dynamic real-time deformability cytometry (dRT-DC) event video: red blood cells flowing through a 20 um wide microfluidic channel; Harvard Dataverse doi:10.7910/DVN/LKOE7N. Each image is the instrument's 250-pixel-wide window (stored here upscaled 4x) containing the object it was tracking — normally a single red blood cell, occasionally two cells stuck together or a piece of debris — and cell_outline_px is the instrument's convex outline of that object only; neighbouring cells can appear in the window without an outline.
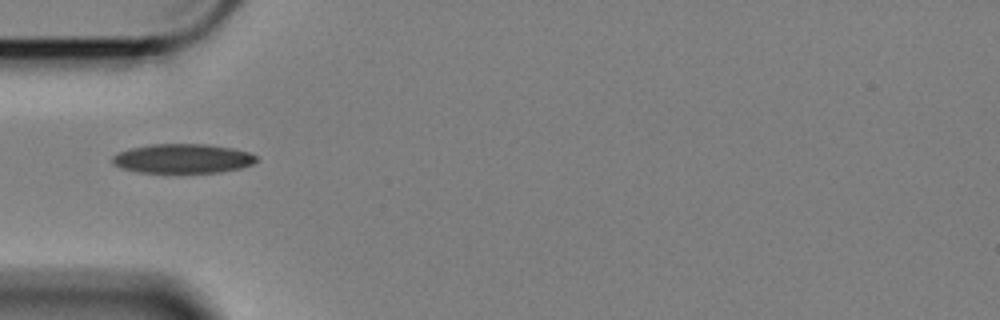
{"species": "Egyptian fruit bat (a non-hibernating species)", "species_latin": "Rousettus aegyptiacus", "temperature_condition": "cold", "stored_images_in_passage": 41, "camera_frame_rate_fps": 3000, "um_per_image_px": 0.085, "animal": {"sex": "female"}, "frame": {"image": 1, "passage_image": 1, "time_ms": 0.0, "image_size_px": [1000, 320], "cell_outline_px": [[256, 160], [252, 164], [240, 168], [220, 172], [136, 172], [120, 168], [112, 164], [112, 156], [116, 152], [132, 148], [152, 144], [208, 144], [232, 148], [248, 152], [256, 156]], "centroid_in_image_um": [15.48, 13.47], "position_along_channel_um": 69.5, "area_um2": 24.57}}
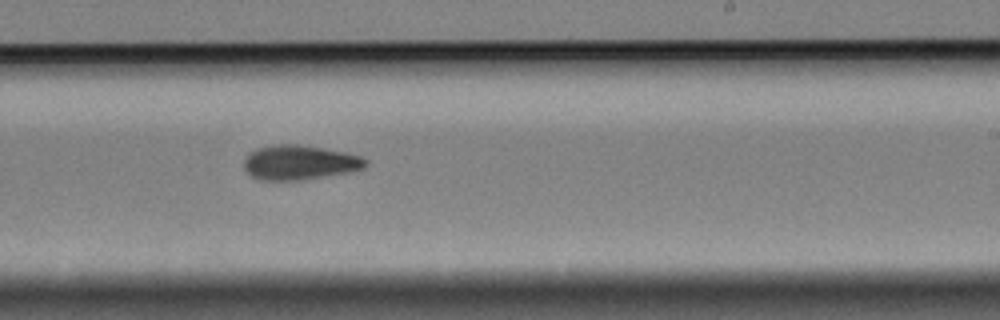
{"frame": {"image": 2, "passage_image": 18, "time_ms": 5.667, "image_size_px": [1000, 320], "cell_outline_px": [[368, 164], [364, 168], [348, 172], [300, 180], [260, 180], [252, 176], [244, 168], [244, 160], [248, 152], [256, 148], [276, 144], [300, 144], [344, 152], [360, 156], [368, 160]], "centroid_in_image_um": [25.44, 13.8], "position_along_channel_um": 263.6, "area_um2": 24.51}}
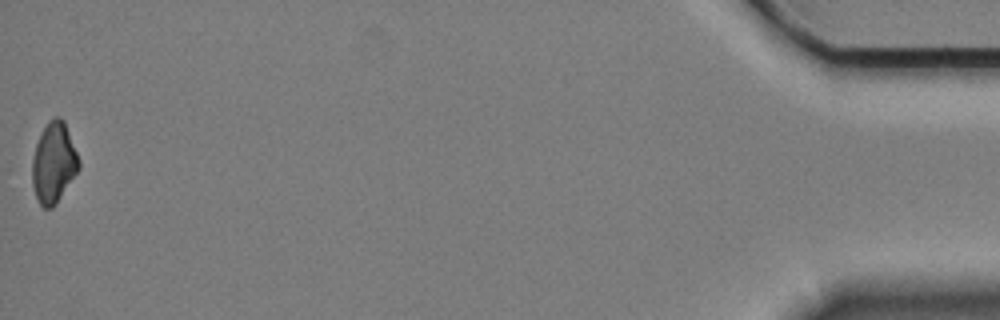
{"frame": {"image": 3, "passage_image": 41, "time_ms": 13.333, "image_size_px": [1000, 320], "cell_outline_px": [[80, 168], [56, 204], [52, 208], [44, 208], [36, 200], [32, 184], [32, 160], [36, 144], [40, 132], [48, 120], [52, 116], [60, 116], [64, 120], [80, 160]], "centroid_in_image_um": [4.56, 13.82], "position_along_channel_um": 430.6, "area_um2": 22.2}, "authors_computed_cell_mechanics": {"area_um2": 23.4668, "velocity_mm_per_s": 3.4147, "shape_relaxation_time_tau1_ms": 5.3385, "shape_relaxation_time_tau2_ms": 9.144, "deformation_change_tau1": 0.1287, "deformation_change_tau2": 0.16}}